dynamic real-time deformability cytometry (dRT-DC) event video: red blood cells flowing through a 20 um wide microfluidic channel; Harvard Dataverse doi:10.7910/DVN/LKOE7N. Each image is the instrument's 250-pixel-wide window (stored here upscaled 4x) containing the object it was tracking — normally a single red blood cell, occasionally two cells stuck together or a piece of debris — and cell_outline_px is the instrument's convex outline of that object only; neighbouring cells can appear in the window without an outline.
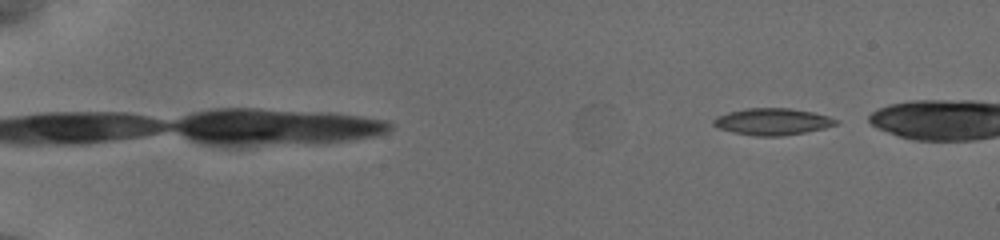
{"species": "common noctule bat (a hibernating species)", "species_latin": "Nyctalus noctula", "temperature_condition": "cold", "stored_images_in_passage": 46, "camera_frame_rate_fps": 3000, "um_per_image_px": 0.085, "animal": {"sex": "female", "body_mass_g": 19.5, "forearm_length_mm": 54.1}, "frame": {"image": 1, "passage_image": 1, "time_ms": 0.0, "image_size_px": [1000, 240], "cell_outline_px": [[840, 124], [824, 128], [804, 132], [780, 136], [756, 136], [732, 132], [720, 128], [712, 124], [712, 120], [716, 116], [728, 112], [744, 108], [788, 108], [812, 112], [828, 116], [840, 120]], "centroid_in_image_um": [65.66, 10.33], "position_along_channel_um": 19.3, "area_um2": 19.13}}
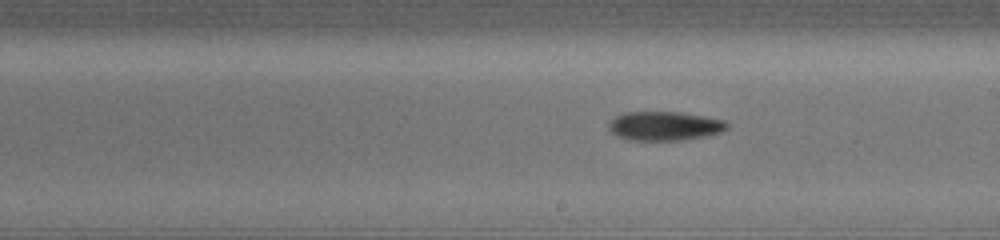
{"frame": {"image": 2, "passage_image": 29, "time_ms": 9.333, "image_size_px": [1000, 240], "cell_outline_px": [[728, 128], [720, 132], [704, 136], [684, 140], [632, 140], [620, 136], [612, 132], [608, 128], [608, 124], [616, 116], [624, 112], [680, 112], [704, 116], [724, 120], [728, 124]], "centroid_in_image_um": [56.5, 10.7], "position_along_channel_um": 232.5, "area_um2": 19.83}}
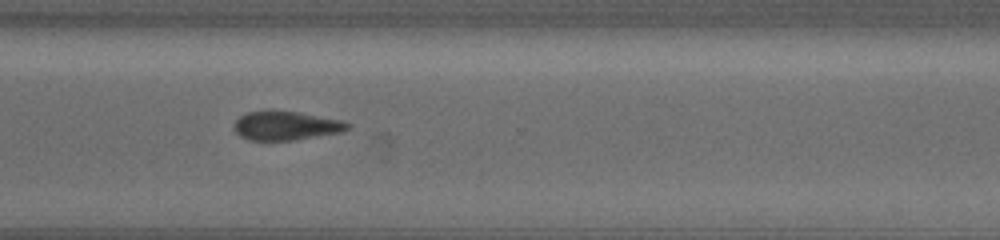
{"frame": {"image": 3, "passage_image": 38, "time_ms": 12.333, "image_size_px": [1000, 240], "cell_outline_px": [[352, 128], [340, 132], [296, 140], [248, 140], [240, 136], [236, 132], [236, 120], [240, 116], [248, 112], [300, 112], [340, 120], [352, 124]], "centroid_in_image_um": [24.37, 10.7], "position_along_channel_um": 346.2, "area_um2": 18.73}}